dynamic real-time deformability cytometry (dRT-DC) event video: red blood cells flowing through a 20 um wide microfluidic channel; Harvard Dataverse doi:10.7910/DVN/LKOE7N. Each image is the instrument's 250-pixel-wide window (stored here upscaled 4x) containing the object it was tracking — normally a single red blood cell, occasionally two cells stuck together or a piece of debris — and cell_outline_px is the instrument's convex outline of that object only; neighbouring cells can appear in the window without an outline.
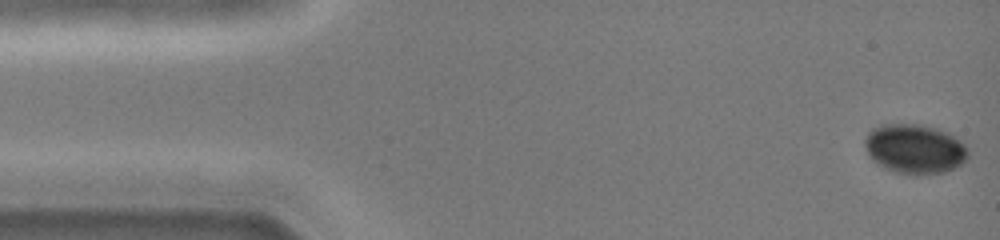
{"species": "common noctule bat (a hibernating species)", "species_latin": "Nyctalus noctula", "temperature_condition": "cold", "stored_images_in_passage": 46, "camera_frame_rate_fps": 3000, "um_per_image_px": 0.085, "animal": {"sex": "female", "body_mass_g": 19.0, "forearm_length_mm": 51.5}, "frame": {"image": 1, "passage_image": 1, "time_ms": 0.0, "image_size_px": [1000, 240], "cell_outline_px": [[968, 156], [960, 164], [944, 172], [916, 176], [912, 176], [896, 172], [872, 160], [868, 156], [864, 144], [864, 140], [868, 132], [872, 128], [884, 124], [920, 124], [936, 128], [948, 132], [956, 136], [968, 148]], "centroid_in_image_um": [77.74, 12.65], "position_along_channel_um": 7.3, "area_um2": 30.0}}
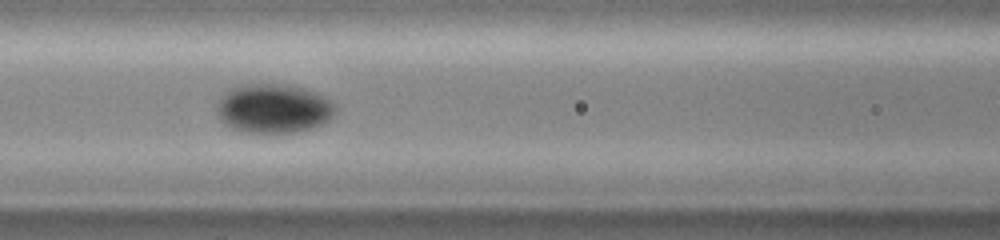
{"frame": {"image": 2, "passage_image": 19, "time_ms": 6.0, "image_size_px": [1000, 240], "cell_outline_px": [[336, 112], [328, 120], [312, 128], [296, 132], [244, 132], [232, 128], [224, 124], [220, 120], [216, 112], [216, 100], [224, 92], [236, 84], [292, 84], [316, 92], [324, 96], [336, 104]], "centroid_in_image_um": [23.21, 9.19], "position_along_channel_um": 143.4, "area_um2": 34.56}}
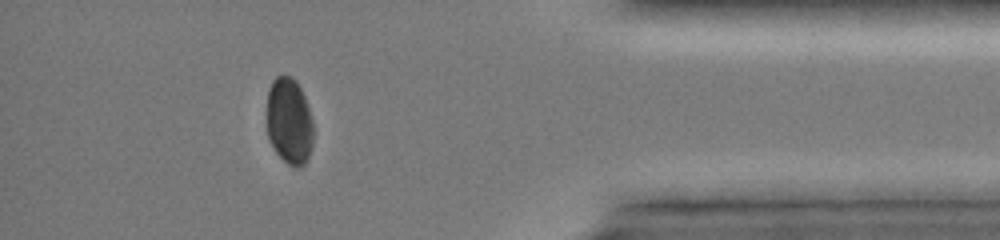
{"frame": {"image": 3, "passage_image": 40, "time_ms": 13.0, "image_size_px": [1000, 240], "cell_outline_px": [[312, 144], [308, 156], [304, 164], [300, 168], [292, 168], [276, 152], [268, 136], [268, 88], [272, 80], [276, 76], [292, 76], [296, 80], [304, 96], [312, 120]], "centroid_in_image_um": [24.58, 10.3], "position_along_channel_um": 410.6, "area_um2": 23.24}}